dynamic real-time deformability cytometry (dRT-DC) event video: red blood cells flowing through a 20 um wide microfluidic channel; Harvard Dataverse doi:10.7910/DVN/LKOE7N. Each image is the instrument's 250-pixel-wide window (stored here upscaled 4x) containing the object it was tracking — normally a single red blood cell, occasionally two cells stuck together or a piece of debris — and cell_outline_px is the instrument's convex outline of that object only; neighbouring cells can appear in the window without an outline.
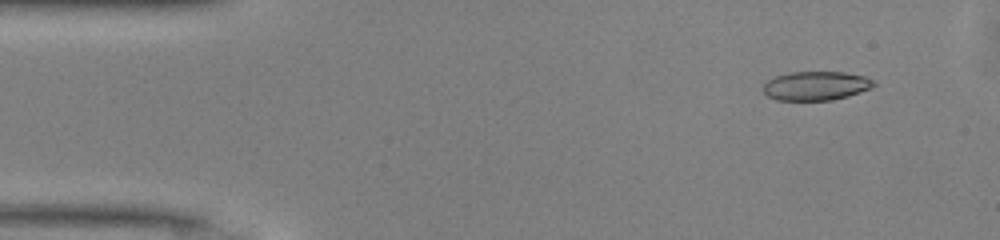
{"species": "common noctule bat (a hibernating species)", "species_latin": "Nyctalus noctula", "temperature_condition": "warm", "stored_images_in_passage": 48, "camera_frame_rate_fps": 3000, "um_per_image_px": 0.085, "animal": {"sex": "male", "body_mass_g": 13.0, "forearm_length_mm": 53.1}, "frame": {"image": 1, "passage_image": 4, "time_ms": 1.0, "image_size_px": [1000, 240], "cell_outline_px": [[876, 84], [872, 88], [848, 96], [832, 100], [776, 100], [768, 96], [760, 88], [768, 80], [776, 76], [792, 72], [844, 72], [864, 76], [872, 80]], "centroid_in_image_um": [69.34, 7.3], "position_along_channel_um": 15.7, "area_um2": 18.67}}
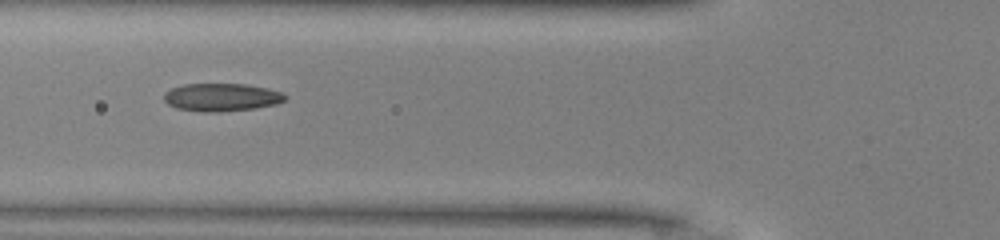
{"frame": {"image": 2, "passage_image": 17, "time_ms": 5.333, "image_size_px": [1000, 240], "cell_outline_px": [[288, 96], [284, 100], [276, 104], [256, 108], [216, 112], [204, 112], [176, 108], [168, 104], [164, 100], [164, 92], [172, 88], [184, 84], [244, 84], [268, 88], [280, 92]], "centroid_in_image_um": [18.82, 8.27], "position_along_channel_um": 107.0, "area_um2": 19.65}}
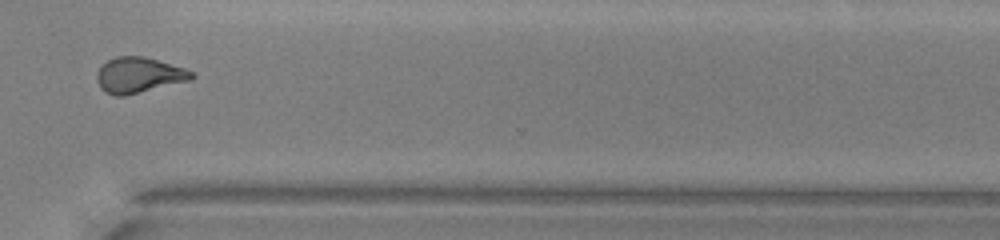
{"frame": {"image": 3, "passage_image": 35, "time_ms": 11.333, "image_size_px": [1000, 240], "cell_outline_px": [[196, 76], [192, 80], [124, 96], [112, 96], [104, 92], [100, 88], [96, 80], [96, 72], [108, 60], [116, 56], [144, 56], [184, 68], [192, 72]], "centroid_in_image_um": [11.78, 6.4], "position_along_channel_um": 358.8, "area_um2": 19.77}, "authors_computed_cell_mechanics": {"area_um2": 19.4497, "velocity_mm_per_s": 4.1894, "shape_relaxation_time_tau1_ms": 5.1448, "shape_relaxation_time_tau2_ms": 1.6983, "deformation_change_tau1": 0.178, "deformation_change_tau2": 0.0941}}